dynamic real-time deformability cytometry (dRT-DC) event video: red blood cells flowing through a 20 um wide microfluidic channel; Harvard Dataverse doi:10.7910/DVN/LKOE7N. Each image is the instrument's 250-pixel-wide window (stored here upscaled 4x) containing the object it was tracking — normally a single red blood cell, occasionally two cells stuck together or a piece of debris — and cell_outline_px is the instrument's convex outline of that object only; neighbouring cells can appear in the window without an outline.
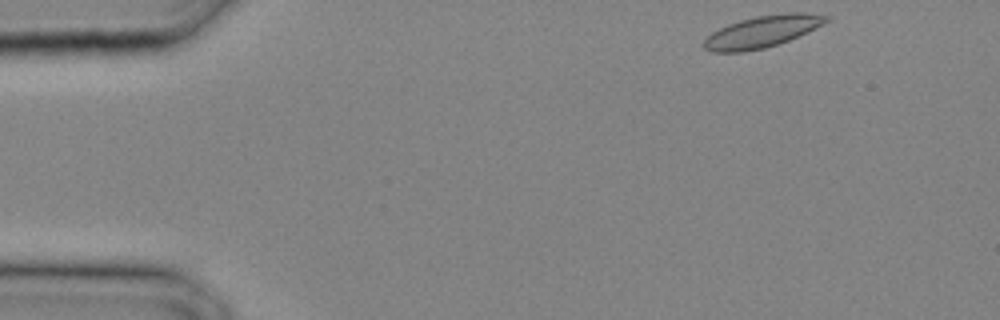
{"species": "common noctule bat (a hibernating species)", "species_latin": "Nyctalus noctula", "temperature_condition": "cold", "stored_images_in_passage": 25, "camera_frame_rate_fps": 3000, "um_per_image_px": 0.085, "animal": {"sex": "male", "body_mass_g": 20.4}, "frame": {"image": 1, "passage_image": 1, "time_ms": 0.0, "image_size_px": [1000, 320], "cell_outline_px": [[832, 20], [788, 40], [764, 48], [744, 52], [712, 52], [704, 48], [700, 44], [712, 32], [728, 24], [740, 20], [756, 16], [788, 12], [804, 12], [832, 16]], "centroid_in_image_um": [64.79, 2.68], "position_along_channel_um": 20.2, "area_um2": 22.66}}
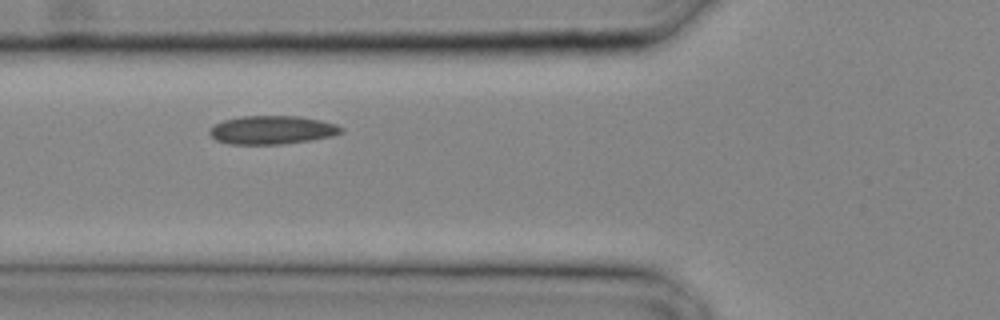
{"frame": {"image": 2, "passage_image": 9, "time_ms": 2.667, "image_size_px": [1000, 320], "cell_outline_px": [[344, 132], [332, 136], [284, 144], [228, 144], [216, 140], [208, 132], [208, 128], [224, 120], [240, 116], [300, 116], [320, 120], [336, 124], [344, 128]], "centroid_in_image_um": [23.12, 11.04], "position_along_channel_um": 102.7, "area_um2": 21.91}}
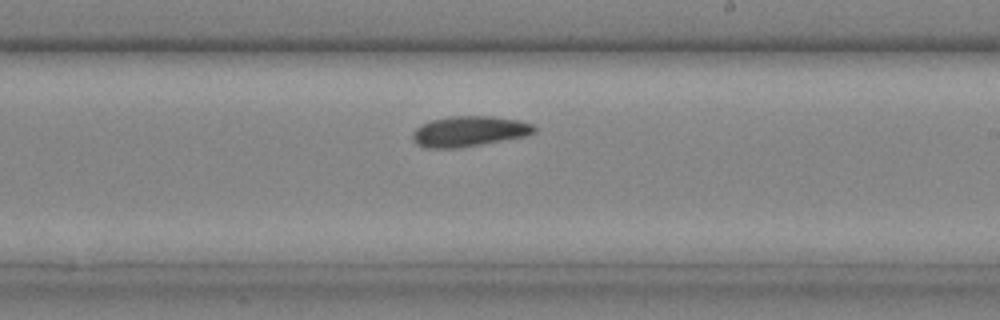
{"frame": {"image": 3, "passage_image": 16, "time_ms": 5.0, "image_size_px": [1000, 320], "cell_outline_px": [[536, 132], [524, 136], [460, 148], [424, 148], [416, 144], [412, 140], [412, 132], [420, 124], [432, 120], [452, 116], [492, 116], [520, 120], [532, 124], [536, 128]], "centroid_in_image_um": [39.84, 11.16], "position_along_channel_um": 249.2, "area_um2": 21.68}}